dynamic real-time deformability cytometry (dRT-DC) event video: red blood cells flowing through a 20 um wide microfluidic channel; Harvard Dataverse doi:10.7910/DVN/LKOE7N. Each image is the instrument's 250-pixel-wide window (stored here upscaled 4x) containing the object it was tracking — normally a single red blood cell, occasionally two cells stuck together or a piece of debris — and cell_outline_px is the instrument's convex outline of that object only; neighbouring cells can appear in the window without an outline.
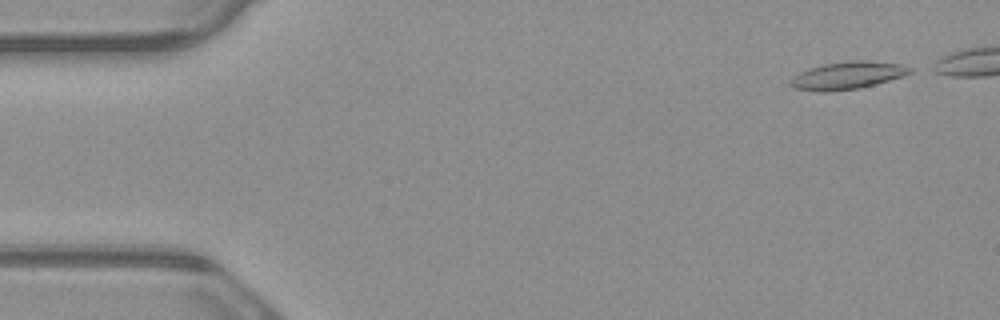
{"species": "common noctule bat (a hibernating species)", "species_latin": "Nyctalus noctula", "temperature_condition": "warm", "stored_images_in_passage": 42, "camera_frame_rate_fps": 3000, "um_per_image_px": 0.085, "animal": {"sex": "male", "body_mass_g": 23.1, "forearm_length_mm": 52.7}, "frame": {"image": 1, "passage_image": 2, "time_ms": 0.333, "image_size_px": [1000, 320], "cell_outline_px": [[916, 72], [876, 84], [860, 88], [828, 92], [820, 92], [796, 88], [788, 84], [788, 80], [800, 72], [824, 64], [856, 60], [860, 60], [900, 64], [912, 68]], "centroid_in_image_um": [72.06, 6.43], "position_along_channel_um": 12.9, "area_um2": 19.07}}
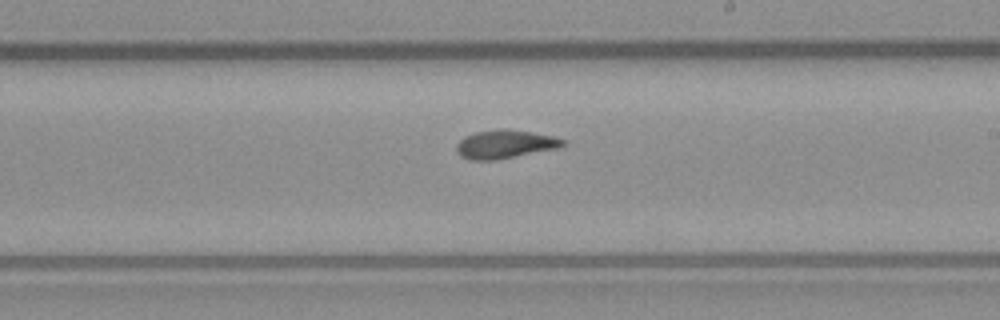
{"frame": {"image": 2, "passage_image": 29, "time_ms": 9.333, "image_size_px": [1000, 320], "cell_outline_px": [[564, 144], [560, 148], [496, 160], [472, 160], [460, 156], [456, 152], [456, 144], [464, 136], [476, 132], [500, 128], [504, 128], [532, 132], [552, 136], [564, 140]], "centroid_in_image_um": [42.9, 12.26], "position_along_channel_um": 246.1, "area_um2": 17.74}}
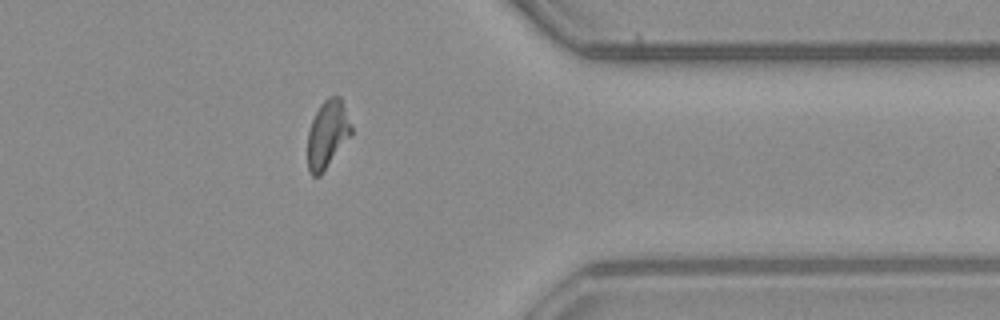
{"frame": {"image": 3, "passage_image": 41, "time_ms": 13.333, "image_size_px": [1000, 320], "cell_outline_px": [[352, 136], [320, 176], [312, 176], [308, 168], [308, 132], [312, 120], [320, 104], [324, 100], [332, 96], [340, 96], [352, 128]], "centroid_in_image_um": [27.84, 11.43], "position_along_channel_um": 383.6, "area_um2": 17.22}}